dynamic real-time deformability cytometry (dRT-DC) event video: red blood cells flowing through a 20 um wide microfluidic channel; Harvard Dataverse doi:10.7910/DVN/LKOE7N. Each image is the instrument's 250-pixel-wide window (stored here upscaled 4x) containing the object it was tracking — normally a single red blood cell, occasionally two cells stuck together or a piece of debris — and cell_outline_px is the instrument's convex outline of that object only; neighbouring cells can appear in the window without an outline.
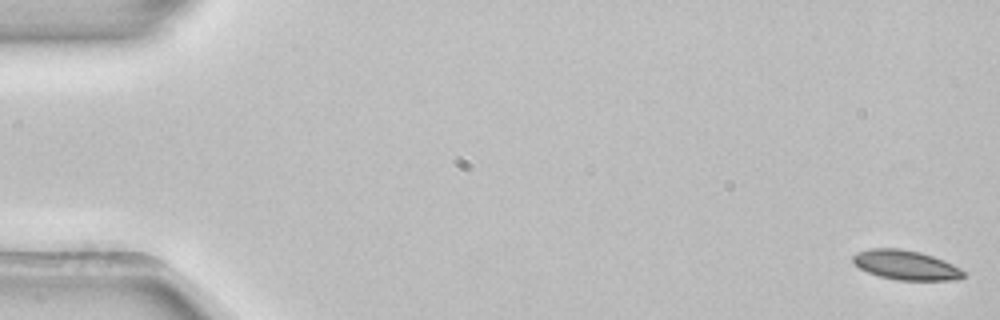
{"species": "common noctule bat (a hibernating species)", "species_latin": "Nyctalus noctula", "temperature_condition": "room temperature", "stored_images_in_passage": 54, "camera_frame_rate_fps": 3000, "um_per_image_px": 0.085, "animal": {"sex": "female", "body_mass_g": 22.7, "forearm_length_mm": 54.2}, "frame": {"image": 1, "passage_image": 1, "time_ms": 0.0, "image_size_px": [1000, 320], "cell_outline_px": [[964, 276], [960, 280], [896, 280], [880, 276], [868, 272], [860, 268], [852, 260], [852, 256], [856, 252], [872, 248], [900, 248], [920, 252], [944, 260], [960, 268], [964, 272]], "centroid_in_image_um": [77.0, 22.53], "position_along_channel_um": 8.0, "area_um2": 19.02}}
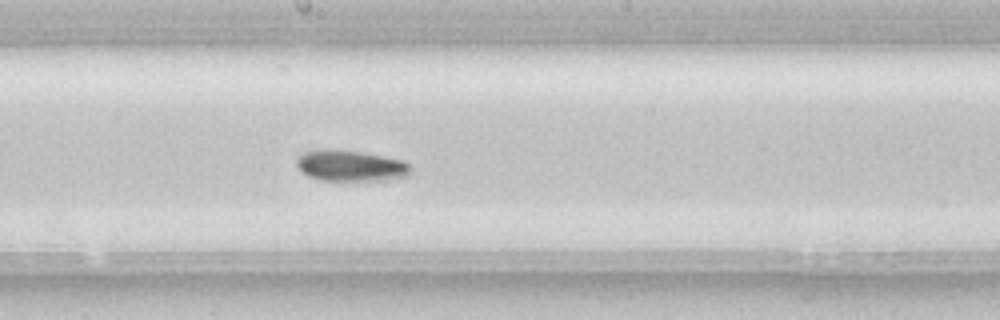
{"frame": {"image": 2, "passage_image": 29, "time_ms": 9.333, "image_size_px": [1000, 320], "cell_outline_px": [[412, 172], [408, 176], [384, 180], [320, 180], [308, 176], [296, 164], [296, 156], [304, 152], [320, 148], [328, 148], [360, 152], [384, 156], [404, 160], [412, 164]], "centroid_in_image_um": [29.83, 14.07], "position_along_channel_um": 218.4, "area_um2": 20.92}}
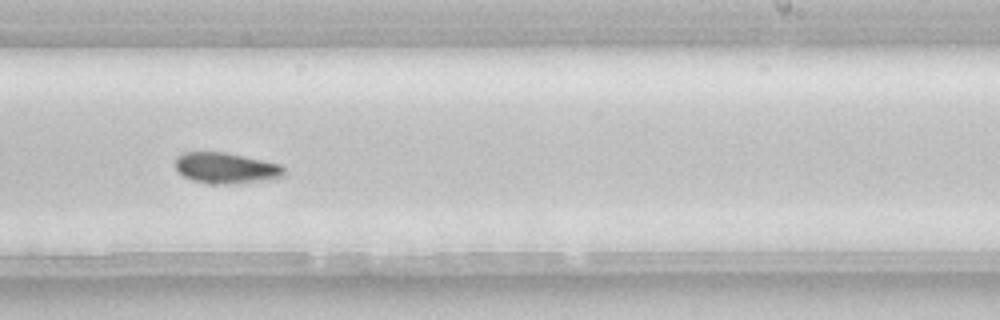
{"frame": {"image": 3, "passage_image": 33, "time_ms": 10.667, "image_size_px": [1000, 320], "cell_outline_px": [[284, 176], [272, 180], [232, 184], [212, 184], [192, 180], [176, 172], [176, 156], [184, 152], [228, 152], [280, 164], [284, 168]], "centroid_in_image_um": [19.22, 14.29], "position_along_channel_um": 269.8, "area_um2": 19.88}, "authors_computed_cell_mechanics": {"area_um2": 19.6231, "velocity_mm_per_s": 3.8882, "shape_relaxation_time_tau1_ms": 7.5181, "shape_relaxation_time_tau2_ms": null, "deformation_change_tau1": 0.1371, "deformation_change_tau2": null}}